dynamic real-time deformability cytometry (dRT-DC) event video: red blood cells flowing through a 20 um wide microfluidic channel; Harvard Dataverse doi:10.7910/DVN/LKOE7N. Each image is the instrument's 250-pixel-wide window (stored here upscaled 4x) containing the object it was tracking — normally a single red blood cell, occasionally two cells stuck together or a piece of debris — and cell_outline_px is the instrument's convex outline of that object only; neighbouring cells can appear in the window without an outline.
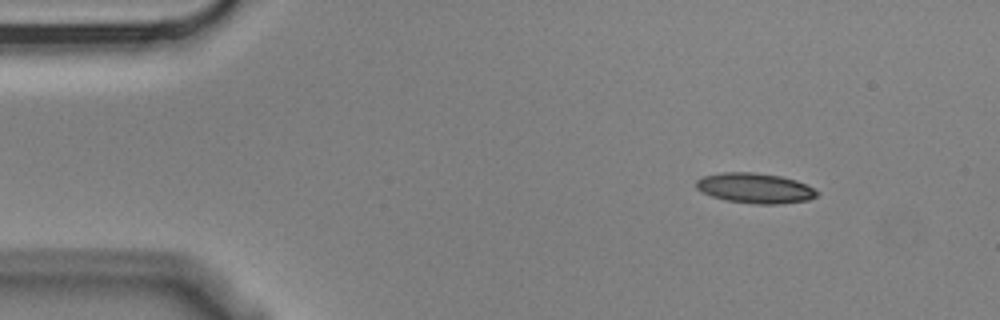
{"species": "Egyptian fruit bat (a non-hibernating species)", "species_latin": "Rousettus aegyptiacus", "temperature_condition": "cold", "stored_images_in_passage": 6, "camera_frame_rate_fps": 3000, "um_per_image_px": 0.085, "animal": {"sex": "male"}, "frame": {"image": 1, "passage_image": 1, "time_ms": 0.0, "image_size_px": [1000, 320], "cell_outline_px": [[820, 192], [816, 196], [808, 200], [780, 204], [756, 204], [724, 200], [712, 196], [696, 188], [696, 180], [704, 176], [724, 172], [752, 172], [780, 176], [796, 180]], "centroid_in_image_um": [64.18, 16.0], "position_along_channel_um": 20.8, "area_um2": 21.1}}
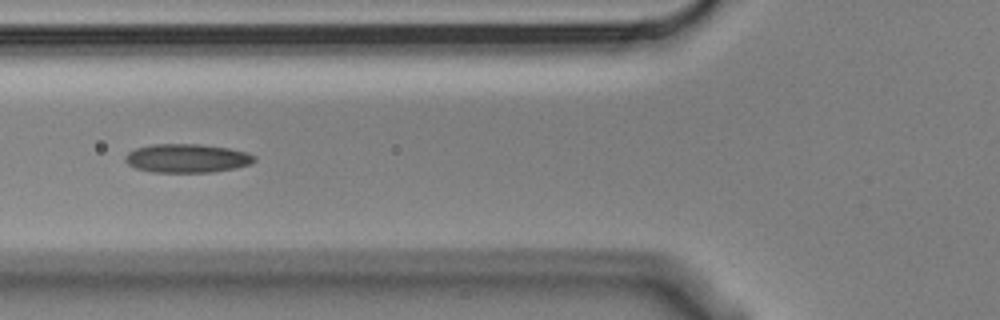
{"frame": {"image": 2, "passage_image": 5, "time_ms": 1.333, "image_size_px": [1000, 320], "cell_outline_px": [[256, 160], [252, 164], [236, 168], [212, 172], [152, 172], [136, 168], [128, 164], [124, 160], [124, 156], [128, 152], [136, 148], [152, 144], [200, 144], [228, 148], [244, 152], [256, 156]], "centroid_in_image_um": [15.89, 13.45], "position_along_channel_um": 109.9, "area_um2": 21.68}}
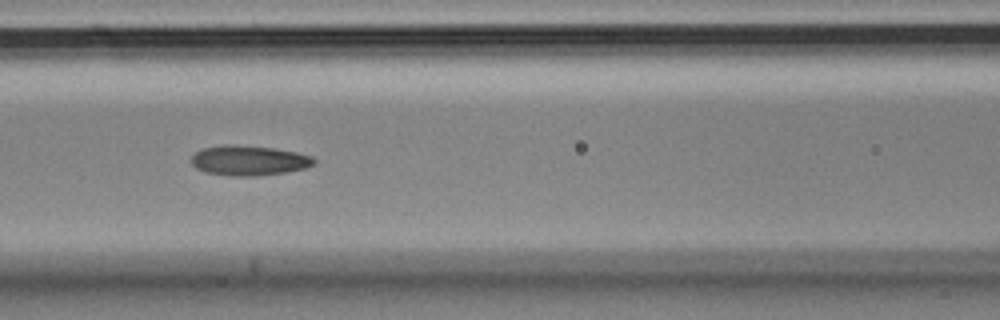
{"frame": {"image": 3, "passage_image": 6, "time_ms": 1.667, "image_size_px": [1000, 320], "cell_outline_px": [[316, 164], [304, 168], [288, 172], [256, 176], [232, 176], [204, 172], [196, 168], [192, 164], [192, 156], [196, 152], [204, 148], [220, 144], [232, 144], [276, 148], [296, 152], [312, 156], [316, 160]], "centroid_in_image_um": [21.17, 13.64], "position_along_channel_um": 145.4, "area_um2": 21.68}}